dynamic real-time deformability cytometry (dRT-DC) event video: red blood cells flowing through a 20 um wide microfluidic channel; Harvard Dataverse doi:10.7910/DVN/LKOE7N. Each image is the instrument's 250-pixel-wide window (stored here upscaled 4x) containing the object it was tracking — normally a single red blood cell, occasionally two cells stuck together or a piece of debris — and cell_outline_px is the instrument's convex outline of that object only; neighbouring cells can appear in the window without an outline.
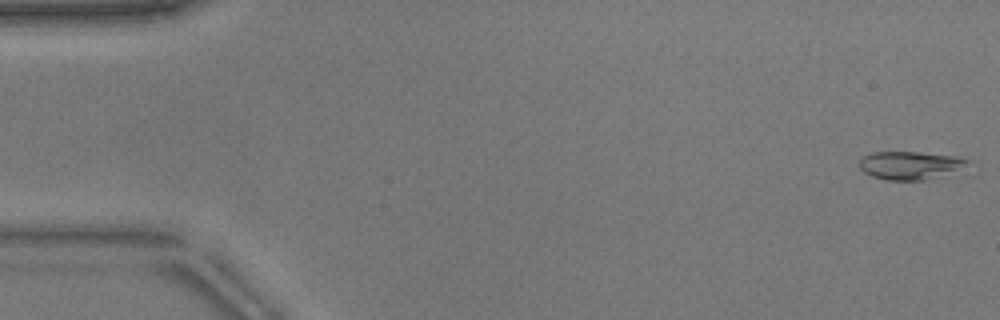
{"species": "common noctule bat (a hibernating species)", "species_latin": "Nyctalus noctula", "temperature_condition": "warm", "stored_images_in_passage": 9, "camera_frame_rate_fps": 3000, "um_per_image_px": 0.085, "animal": {"sex": "male", "body_mass_g": 17.9}, "frame": {"image": 1, "passage_image": 1, "time_ms": 0.0, "image_size_px": [1000, 320], "cell_outline_px": [[968, 160], [964, 168], [924, 180], [884, 180], [872, 176], [864, 172], [860, 168], [860, 160], [864, 156], [872, 152], [920, 152], [956, 156]], "centroid_in_image_um": [77.32, 14.05], "position_along_channel_um": 7.7, "area_um2": 17.51}}